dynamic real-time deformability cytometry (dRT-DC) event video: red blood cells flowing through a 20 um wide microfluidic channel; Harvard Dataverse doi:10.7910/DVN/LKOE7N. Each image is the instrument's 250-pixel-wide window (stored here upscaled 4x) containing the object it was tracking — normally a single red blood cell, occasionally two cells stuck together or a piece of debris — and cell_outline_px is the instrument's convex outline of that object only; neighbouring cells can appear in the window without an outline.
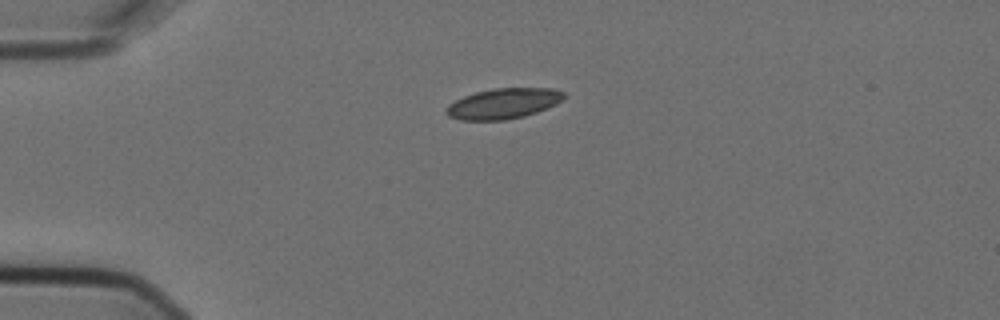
{"species": "Egyptian fruit bat (a non-hibernating species)", "species_latin": "Rousettus aegyptiacus", "temperature_condition": "cold", "stored_images_in_passage": 2, "camera_frame_rate_fps": 3000, "um_per_image_px": 0.085, "animal": {"sex": "female"}, "frame": {"image": 1, "passage_image": 1, "time_ms": 0.0, "image_size_px": [1000, 320], "cell_outline_px": [[564, 96], [556, 104], [536, 112], [524, 116], [504, 120], [460, 120], [448, 116], [444, 112], [448, 104], [464, 96], [476, 92], [496, 88], [552, 88], [564, 92]], "centroid_in_image_um": [42.75, 8.8], "position_along_channel_um": 42.3, "area_um2": 20.75}}